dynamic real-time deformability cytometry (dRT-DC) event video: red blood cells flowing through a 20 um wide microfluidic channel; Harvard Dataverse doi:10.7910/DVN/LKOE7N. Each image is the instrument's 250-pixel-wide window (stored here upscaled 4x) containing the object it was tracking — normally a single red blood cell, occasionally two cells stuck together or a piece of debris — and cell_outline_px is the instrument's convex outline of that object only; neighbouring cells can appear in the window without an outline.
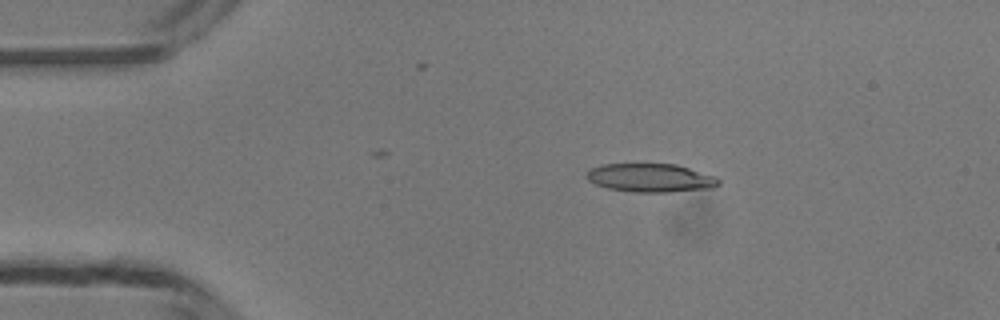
{"species": "common noctule bat (a hibernating species)", "species_latin": "Nyctalus noctula", "temperature_condition": "room temperature", "stored_images_in_passage": 37, "camera_frame_rate_fps": 3000, "um_per_image_px": 0.085, "animal": {"sex": "male", "body_mass_g": 13.3}, "frame": {"image": 1, "passage_image": 8, "time_ms": 2.333, "image_size_px": [1000, 320], "cell_outline_px": [[720, 184], [712, 188], [668, 192], [632, 192], [608, 188], [596, 184], [588, 180], [584, 176], [588, 168], [600, 164], [676, 164], [716, 176], [720, 180]], "centroid_in_image_um": [55.27, 15.11], "position_along_channel_um": 29.7, "area_um2": 22.14}}
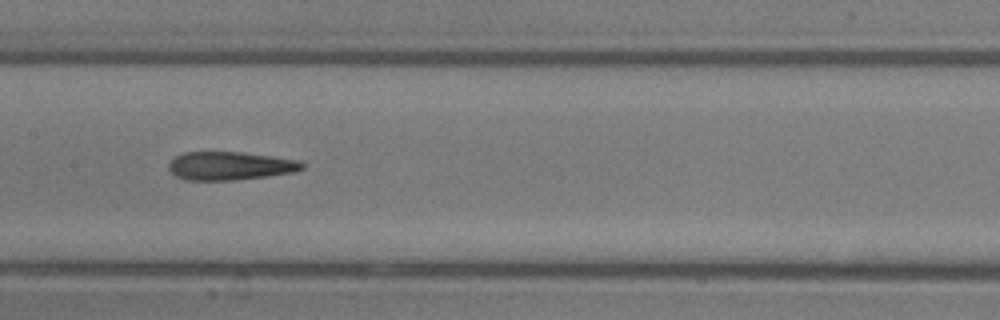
{"frame": {"image": 2, "passage_image": 23, "time_ms": 7.333, "image_size_px": [1000, 320], "cell_outline_px": [[304, 168], [292, 172], [268, 176], [236, 180], [184, 180], [176, 176], [168, 168], [168, 164], [176, 156], [184, 152], [244, 152], [300, 160], [304, 164]], "centroid_in_image_um": [19.56, 14.09], "position_along_channel_um": 187.8, "area_um2": 22.08}}
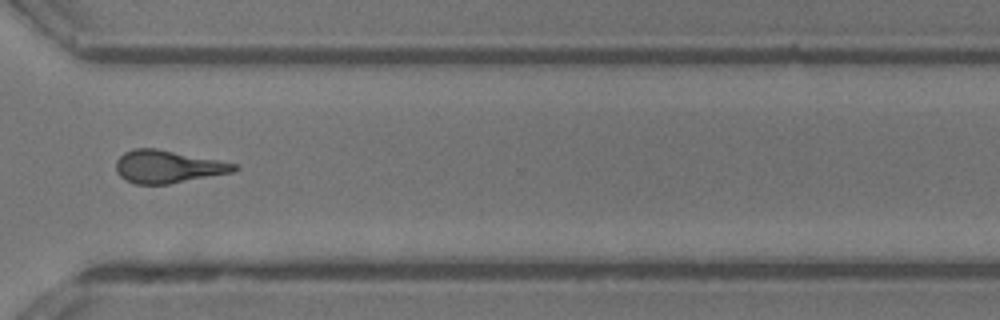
{"frame": {"image": 3, "passage_image": 35, "time_ms": 11.333, "image_size_px": [1000, 320], "cell_outline_px": [[240, 168], [232, 172], [168, 184], [136, 184], [124, 180], [116, 172], [116, 160], [124, 152], [136, 148], [156, 148], [236, 164]], "centroid_in_image_um": [14.2, 14.17], "position_along_channel_um": 356.4, "area_um2": 22.25}, "authors_computed_cell_mechanics": {"area_um2": 22.4264, "velocity_mm_per_s": 4.224, "shape_relaxation_time_tau1_ms": 11.076, "shape_relaxation_time_tau2_ms": 2.8804, "deformation_change_tau1": 0.3343, "deformation_change_tau2": 0.1508}}